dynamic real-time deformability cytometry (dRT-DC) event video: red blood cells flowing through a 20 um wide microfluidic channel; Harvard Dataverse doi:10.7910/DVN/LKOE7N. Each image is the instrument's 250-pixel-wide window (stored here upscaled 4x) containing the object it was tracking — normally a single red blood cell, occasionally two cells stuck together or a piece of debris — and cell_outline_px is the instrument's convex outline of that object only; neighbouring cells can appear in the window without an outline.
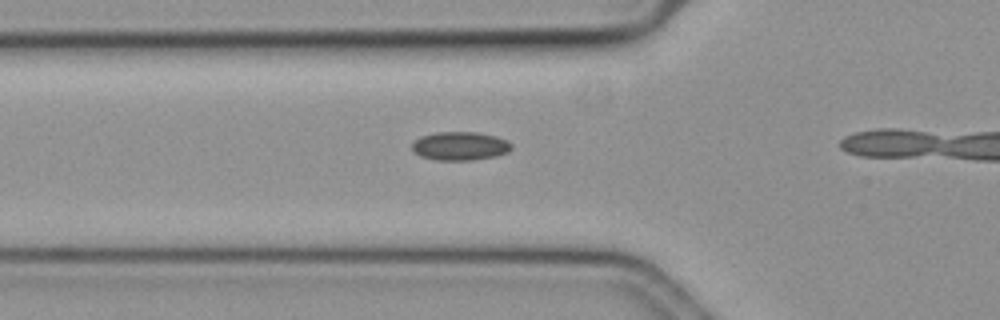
{"species": "common noctule bat (a hibernating species)", "species_latin": "Nyctalus noctula", "temperature_condition": "cold", "stored_images_in_passage": 17, "camera_frame_rate_fps": 3000, "um_per_image_px": 0.085, "animal": {"sex": "female", "body_mass_g": 19.3, "forearm_length_mm": 54.1}, "frame": {"image": 1, "passage_image": 15, "time_ms": 4.667, "image_size_px": [1000, 320], "cell_outline_px": [[512, 148], [508, 152], [496, 156], [472, 160], [436, 160], [420, 156], [412, 152], [412, 144], [420, 136], [436, 132], [476, 132], [496, 136], [508, 140], [512, 144]], "centroid_in_image_um": [39.11, 12.41], "position_along_channel_um": 86.7, "area_um2": 16.7}}